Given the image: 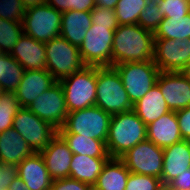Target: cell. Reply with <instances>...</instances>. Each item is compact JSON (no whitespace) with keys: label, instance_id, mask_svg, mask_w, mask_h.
<instances>
[{"label":"cell","instance_id":"1","mask_svg":"<svg viewBox=\"0 0 190 190\" xmlns=\"http://www.w3.org/2000/svg\"><path fill=\"white\" fill-rule=\"evenodd\" d=\"M154 40V33L139 24L119 25L114 31L112 66L153 60Z\"/></svg>","mask_w":190,"mask_h":190},{"label":"cell","instance_id":"2","mask_svg":"<svg viewBox=\"0 0 190 190\" xmlns=\"http://www.w3.org/2000/svg\"><path fill=\"white\" fill-rule=\"evenodd\" d=\"M147 139V126L132 109L110 119L106 148L110 158H120L129 149Z\"/></svg>","mask_w":190,"mask_h":190},{"label":"cell","instance_id":"3","mask_svg":"<svg viewBox=\"0 0 190 190\" xmlns=\"http://www.w3.org/2000/svg\"><path fill=\"white\" fill-rule=\"evenodd\" d=\"M95 106L111 115L133 109L121 77L113 66L97 67Z\"/></svg>","mask_w":190,"mask_h":190},{"label":"cell","instance_id":"4","mask_svg":"<svg viewBox=\"0 0 190 190\" xmlns=\"http://www.w3.org/2000/svg\"><path fill=\"white\" fill-rule=\"evenodd\" d=\"M111 117L98 106L69 112L58 134H80L106 143Z\"/></svg>","mask_w":190,"mask_h":190},{"label":"cell","instance_id":"5","mask_svg":"<svg viewBox=\"0 0 190 190\" xmlns=\"http://www.w3.org/2000/svg\"><path fill=\"white\" fill-rule=\"evenodd\" d=\"M59 82L63 88L68 112L95 106L97 67L85 66Z\"/></svg>","mask_w":190,"mask_h":190},{"label":"cell","instance_id":"6","mask_svg":"<svg viewBox=\"0 0 190 190\" xmlns=\"http://www.w3.org/2000/svg\"><path fill=\"white\" fill-rule=\"evenodd\" d=\"M45 44L46 70L59 82L86 65L79 48L58 36Z\"/></svg>","mask_w":190,"mask_h":190},{"label":"cell","instance_id":"7","mask_svg":"<svg viewBox=\"0 0 190 190\" xmlns=\"http://www.w3.org/2000/svg\"><path fill=\"white\" fill-rule=\"evenodd\" d=\"M119 73L129 100L134 105L154 85L161 72L154 60L125 62L113 66Z\"/></svg>","mask_w":190,"mask_h":190},{"label":"cell","instance_id":"8","mask_svg":"<svg viewBox=\"0 0 190 190\" xmlns=\"http://www.w3.org/2000/svg\"><path fill=\"white\" fill-rule=\"evenodd\" d=\"M62 13L47 3L26 8L23 33L46 43L60 36Z\"/></svg>","mask_w":190,"mask_h":190},{"label":"cell","instance_id":"9","mask_svg":"<svg viewBox=\"0 0 190 190\" xmlns=\"http://www.w3.org/2000/svg\"><path fill=\"white\" fill-rule=\"evenodd\" d=\"M114 30L92 24L82 41L79 51L86 66H112Z\"/></svg>","mask_w":190,"mask_h":190},{"label":"cell","instance_id":"10","mask_svg":"<svg viewBox=\"0 0 190 190\" xmlns=\"http://www.w3.org/2000/svg\"><path fill=\"white\" fill-rule=\"evenodd\" d=\"M12 128L18 131L34 153H40L58 133L54 126L37 117L26 107L18 109Z\"/></svg>","mask_w":190,"mask_h":190},{"label":"cell","instance_id":"11","mask_svg":"<svg viewBox=\"0 0 190 190\" xmlns=\"http://www.w3.org/2000/svg\"><path fill=\"white\" fill-rule=\"evenodd\" d=\"M163 156V148L146 139L129 149L120 159L131 173L161 179Z\"/></svg>","mask_w":190,"mask_h":190},{"label":"cell","instance_id":"12","mask_svg":"<svg viewBox=\"0 0 190 190\" xmlns=\"http://www.w3.org/2000/svg\"><path fill=\"white\" fill-rule=\"evenodd\" d=\"M153 60L161 72H186L190 67V38L155 39Z\"/></svg>","mask_w":190,"mask_h":190},{"label":"cell","instance_id":"13","mask_svg":"<svg viewBox=\"0 0 190 190\" xmlns=\"http://www.w3.org/2000/svg\"><path fill=\"white\" fill-rule=\"evenodd\" d=\"M26 108L43 121L54 126L57 130L63 126L69 113L60 82L44 91Z\"/></svg>","mask_w":190,"mask_h":190},{"label":"cell","instance_id":"14","mask_svg":"<svg viewBox=\"0 0 190 190\" xmlns=\"http://www.w3.org/2000/svg\"><path fill=\"white\" fill-rule=\"evenodd\" d=\"M156 84L170 111L190 107V76L187 72H160Z\"/></svg>","mask_w":190,"mask_h":190},{"label":"cell","instance_id":"15","mask_svg":"<svg viewBox=\"0 0 190 190\" xmlns=\"http://www.w3.org/2000/svg\"><path fill=\"white\" fill-rule=\"evenodd\" d=\"M40 154L44 158L46 168L52 180L69 178L73 153L58 133Z\"/></svg>","mask_w":190,"mask_h":190},{"label":"cell","instance_id":"16","mask_svg":"<svg viewBox=\"0 0 190 190\" xmlns=\"http://www.w3.org/2000/svg\"><path fill=\"white\" fill-rule=\"evenodd\" d=\"M58 81L46 70H25L14 92L20 107H27Z\"/></svg>","mask_w":190,"mask_h":190},{"label":"cell","instance_id":"17","mask_svg":"<svg viewBox=\"0 0 190 190\" xmlns=\"http://www.w3.org/2000/svg\"><path fill=\"white\" fill-rule=\"evenodd\" d=\"M25 70L46 69L45 44L22 34L9 53Z\"/></svg>","mask_w":190,"mask_h":190},{"label":"cell","instance_id":"18","mask_svg":"<svg viewBox=\"0 0 190 190\" xmlns=\"http://www.w3.org/2000/svg\"><path fill=\"white\" fill-rule=\"evenodd\" d=\"M162 184H168L178 175L190 169V141L182 140L163 148Z\"/></svg>","mask_w":190,"mask_h":190},{"label":"cell","instance_id":"19","mask_svg":"<svg viewBox=\"0 0 190 190\" xmlns=\"http://www.w3.org/2000/svg\"><path fill=\"white\" fill-rule=\"evenodd\" d=\"M18 176L30 190H50L53 181L40 153H33L18 165Z\"/></svg>","mask_w":190,"mask_h":190},{"label":"cell","instance_id":"20","mask_svg":"<svg viewBox=\"0 0 190 190\" xmlns=\"http://www.w3.org/2000/svg\"><path fill=\"white\" fill-rule=\"evenodd\" d=\"M147 139L161 148L182 141L176 112L170 111L147 125Z\"/></svg>","mask_w":190,"mask_h":190},{"label":"cell","instance_id":"21","mask_svg":"<svg viewBox=\"0 0 190 190\" xmlns=\"http://www.w3.org/2000/svg\"><path fill=\"white\" fill-rule=\"evenodd\" d=\"M33 153L24 138L14 128L0 133V161L3 164L18 166Z\"/></svg>","mask_w":190,"mask_h":190},{"label":"cell","instance_id":"22","mask_svg":"<svg viewBox=\"0 0 190 190\" xmlns=\"http://www.w3.org/2000/svg\"><path fill=\"white\" fill-rule=\"evenodd\" d=\"M91 25L90 12H79L75 10L63 12L60 36L79 48Z\"/></svg>","mask_w":190,"mask_h":190},{"label":"cell","instance_id":"23","mask_svg":"<svg viewBox=\"0 0 190 190\" xmlns=\"http://www.w3.org/2000/svg\"><path fill=\"white\" fill-rule=\"evenodd\" d=\"M133 110L146 126L170 112L157 84L133 105Z\"/></svg>","mask_w":190,"mask_h":190},{"label":"cell","instance_id":"24","mask_svg":"<svg viewBox=\"0 0 190 190\" xmlns=\"http://www.w3.org/2000/svg\"><path fill=\"white\" fill-rule=\"evenodd\" d=\"M130 171L120 158H109L103 165L94 190H125Z\"/></svg>","mask_w":190,"mask_h":190},{"label":"cell","instance_id":"25","mask_svg":"<svg viewBox=\"0 0 190 190\" xmlns=\"http://www.w3.org/2000/svg\"><path fill=\"white\" fill-rule=\"evenodd\" d=\"M109 158H94L81 154H73L69 178L76 179L91 185L96 184L103 165Z\"/></svg>","mask_w":190,"mask_h":190},{"label":"cell","instance_id":"26","mask_svg":"<svg viewBox=\"0 0 190 190\" xmlns=\"http://www.w3.org/2000/svg\"><path fill=\"white\" fill-rule=\"evenodd\" d=\"M59 135L68 144L73 154H81L94 158H110L104 141L87 138L80 134Z\"/></svg>","mask_w":190,"mask_h":190},{"label":"cell","instance_id":"27","mask_svg":"<svg viewBox=\"0 0 190 190\" xmlns=\"http://www.w3.org/2000/svg\"><path fill=\"white\" fill-rule=\"evenodd\" d=\"M155 39H179L190 38V13L185 16L164 18L154 32Z\"/></svg>","mask_w":190,"mask_h":190},{"label":"cell","instance_id":"28","mask_svg":"<svg viewBox=\"0 0 190 190\" xmlns=\"http://www.w3.org/2000/svg\"><path fill=\"white\" fill-rule=\"evenodd\" d=\"M25 69L9 53H1L0 86L5 92H15Z\"/></svg>","mask_w":190,"mask_h":190},{"label":"cell","instance_id":"29","mask_svg":"<svg viewBox=\"0 0 190 190\" xmlns=\"http://www.w3.org/2000/svg\"><path fill=\"white\" fill-rule=\"evenodd\" d=\"M146 4L147 0H119L114 9L119 25L138 24Z\"/></svg>","mask_w":190,"mask_h":190},{"label":"cell","instance_id":"30","mask_svg":"<svg viewBox=\"0 0 190 190\" xmlns=\"http://www.w3.org/2000/svg\"><path fill=\"white\" fill-rule=\"evenodd\" d=\"M22 34V22L0 19V51L10 53Z\"/></svg>","mask_w":190,"mask_h":190},{"label":"cell","instance_id":"31","mask_svg":"<svg viewBox=\"0 0 190 190\" xmlns=\"http://www.w3.org/2000/svg\"><path fill=\"white\" fill-rule=\"evenodd\" d=\"M20 108L13 92H3L0 96V133L13 127V120Z\"/></svg>","mask_w":190,"mask_h":190},{"label":"cell","instance_id":"32","mask_svg":"<svg viewBox=\"0 0 190 190\" xmlns=\"http://www.w3.org/2000/svg\"><path fill=\"white\" fill-rule=\"evenodd\" d=\"M162 0H147L146 7L140 14L138 24L146 30L155 32L164 16L159 12V5Z\"/></svg>","mask_w":190,"mask_h":190},{"label":"cell","instance_id":"33","mask_svg":"<svg viewBox=\"0 0 190 190\" xmlns=\"http://www.w3.org/2000/svg\"><path fill=\"white\" fill-rule=\"evenodd\" d=\"M161 185L160 178L130 172L125 190H159Z\"/></svg>","mask_w":190,"mask_h":190},{"label":"cell","instance_id":"34","mask_svg":"<svg viewBox=\"0 0 190 190\" xmlns=\"http://www.w3.org/2000/svg\"><path fill=\"white\" fill-rule=\"evenodd\" d=\"M25 12L20 0H0V19L23 22Z\"/></svg>","mask_w":190,"mask_h":190},{"label":"cell","instance_id":"35","mask_svg":"<svg viewBox=\"0 0 190 190\" xmlns=\"http://www.w3.org/2000/svg\"><path fill=\"white\" fill-rule=\"evenodd\" d=\"M92 24L97 26H107L110 30H116L119 27L115 10L106 7L95 6L91 11Z\"/></svg>","mask_w":190,"mask_h":190},{"label":"cell","instance_id":"36","mask_svg":"<svg viewBox=\"0 0 190 190\" xmlns=\"http://www.w3.org/2000/svg\"><path fill=\"white\" fill-rule=\"evenodd\" d=\"M159 9L164 18L185 16L190 13V0H162Z\"/></svg>","mask_w":190,"mask_h":190},{"label":"cell","instance_id":"37","mask_svg":"<svg viewBox=\"0 0 190 190\" xmlns=\"http://www.w3.org/2000/svg\"><path fill=\"white\" fill-rule=\"evenodd\" d=\"M92 189L93 187L91 185L72 178L53 180L50 186V190H92Z\"/></svg>","mask_w":190,"mask_h":190},{"label":"cell","instance_id":"38","mask_svg":"<svg viewBox=\"0 0 190 190\" xmlns=\"http://www.w3.org/2000/svg\"><path fill=\"white\" fill-rule=\"evenodd\" d=\"M17 175V165L3 164L0 161V190L8 189L11 182L17 177Z\"/></svg>","mask_w":190,"mask_h":190},{"label":"cell","instance_id":"39","mask_svg":"<svg viewBox=\"0 0 190 190\" xmlns=\"http://www.w3.org/2000/svg\"><path fill=\"white\" fill-rule=\"evenodd\" d=\"M175 112L183 140L190 141V107Z\"/></svg>","mask_w":190,"mask_h":190},{"label":"cell","instance_id":"40","mask_svg":"<svg viewBox=\"0 0 190 190\" xmlns=\"http://www.w3.org/2000/svg\"><path fill=\"white\" fill-rule=\"evenodd\" d=\"M175 190H190V169L168 183Z\"/></svg>","mask_w":190,"mask_h":190},{"label":"cell","instance_id":"41","mask_svg":"<svg viewBox=\"0 0 190 190\" xmlns=\"http://www.w3.org/2000/svg\"><path fill=\"white\" fill-rule=\"evenodd\" d=\"M96 6V0H72V10L90 12Z\"/></svg>","mask_w":190,"mask_h":190},{"label":"cell","instance_id":"42","mask_svg":"<svg viewBox=\"0 0 190 190\" xmlns=\"http://www.w3.org/2000/svg\"><path fill=\"white\" fill-rule=\"evenodd\" d=\"M46 3L61 13L72 10V0H46Z\"/></svg>","mask_w":190,"mask_h":190},{"label":"cell","instance_id":"43","mask_svg":"<svg viewBox=\"0 0 190 190\" xmlns=\"http://www.w3.org/2000/svg\"><path fill=\"white\" fill-rule=\"evenodd\" d=\"M8 190H30L24 183V181L17 175V177L11 182Z\"/></svg>","mask_w":190,"mask_h":190},{"label":"cell","instance_id":"44","mask_svg":"<svg viewBox=\"0 0 190 190\" xmlns=\"http://www.w3.org/2000/svg\"><path fill=\"white\" fill-rule=\"evenodd\" d=\"M119 0H96L97 7H106L110 9H115L116 4Z\"/></svg>","mask_w":190,"mask_h":190},{"label":"cell","instance_id":"45","mask_svg":"<svg viewBox=\"0 0 190 190\" xmlns=\"http://www.w3.org/2000/svg\"><path fill=\"white\" fill-rule=\"evenodd\" d=\"M25 8L46 3V0H20Z\"/></svg>","mask_w":190,"mask_h":190},{"label":"cell","instance_id":"46","mask_svg":"<svg viewBox=\"0 0 190 190\" xmlns=\"http://www.w3.org/2000/svg\"><path fill=\"white\" fill-rule=\"evenodd\" d=\"M159 190H175L169 184H162Z\"/></svg>","mask_w":190,"mask_h":190},{"label":"cell","instance_id":"47","mask_svg":"<svg viewBox=\"0 0 190 190\" xmlns=\"http://www.w3.org/2000/svg\"><path fill=\"white\" fill-rule=\"evenodd\" d=\"M3 92L4 91H3L2 87L0 86V96L2 95Z\"/></svg>","mask_w":190,"mask_h":190},{"label":"cell","instance_id":"48","mask_svg":"<svg viewBox=\"0 0 190 190\" xmlns=\"http://www.w3.org/2000/svg\"><path fill=\"white\" fill-rule=\"evenodd\" d=\"M188 73V75L190 76V67L188 68V70L186 71Z\"/></svg>","mask_w":190,"mask_h":190},{"label":"cell","instance_id":"49","mask_svg":"<svg viewBox=\"0 0 190 190\" xmlns=\"http://www.w3.org/2000/svg\"><path fill=\"white\" fill-rule=\"evenodd\" d=\"M0 70H1V54H0Z\"/></svg>","mask_w":190,"mask_h":190}]
</instances>
